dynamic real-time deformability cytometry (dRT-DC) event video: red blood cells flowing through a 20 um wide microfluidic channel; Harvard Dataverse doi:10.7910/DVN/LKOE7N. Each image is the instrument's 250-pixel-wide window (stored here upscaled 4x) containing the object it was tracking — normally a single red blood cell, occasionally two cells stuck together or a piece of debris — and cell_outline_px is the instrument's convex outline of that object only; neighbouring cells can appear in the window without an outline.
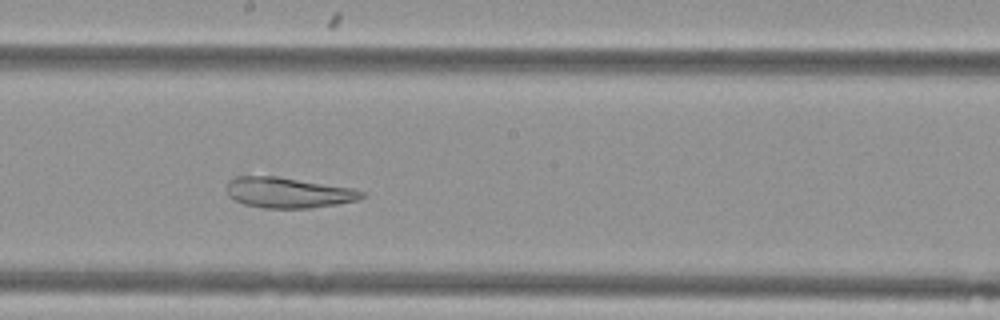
{"species": "Egyptian fruit bat (a non-hibernating species)", "species_latin": "Rousettus aegyptiacus", "temperature_condition": "cold", "stored_images_in_passage": 44, "camera_frame_rate_fps": 3000, "um_per_image_px": 0.085, "animal": {"sex": "female"}, "frame": {"image": 1, "passage_image": 19, "time_ms": 6.0, "image_size_px": [1000, 320], "cell_outline_px": [[368, 196], [356, 200], [336, 204], [312, 208], [264, 208], [244, 204], [228, 196], [228, 180], [236, 176], [276, 176], [352, 188], [364, 192]], "centroid_in_image_um": [24.51, 16.37], "position_along_channel_um": 223.7, "area_um2": 23.93}}